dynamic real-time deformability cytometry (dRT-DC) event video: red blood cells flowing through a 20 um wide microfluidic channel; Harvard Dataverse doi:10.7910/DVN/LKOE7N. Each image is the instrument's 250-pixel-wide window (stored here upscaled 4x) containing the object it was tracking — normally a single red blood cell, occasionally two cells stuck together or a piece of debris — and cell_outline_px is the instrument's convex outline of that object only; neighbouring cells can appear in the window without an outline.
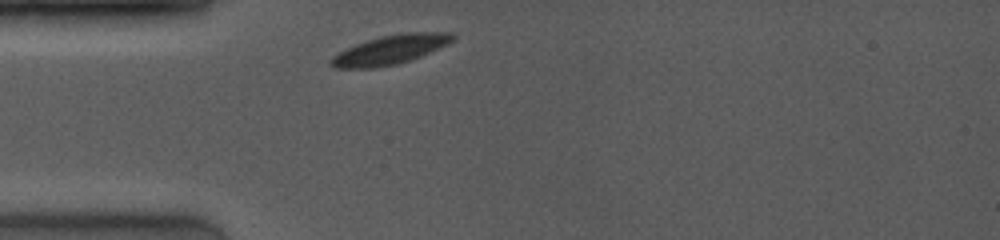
{"species": "common noctule bat (a hibernating species)", "species_latin": "Nyctalus noctula", "temperature_condition": "room temperature", "stored_images_in_passage": 25, "camera_frame_rate_fps": 4000, "um_per_image_px": 0.085, "animal": {"sex": "female", "body_mass_g": 19.0, "forearm_length_mm": 53.3}, "frame": {"image": 1, "passage_image": 1, "time_ms": 0.0, "image_size_px": [1000, 240], "cell_outline_px": [[456, 36], [448, 44], [412, 60], [396, 64], [372, 68], [336, 68], [328, 64], [328, 60], [332, 56], [356, 44], [380, 36], [404, 32], [456, 32]], "centroid_in_image_um": [33.2, 4.22], "position_along_channel_um": 51.8, "area_um2": 20.75}}
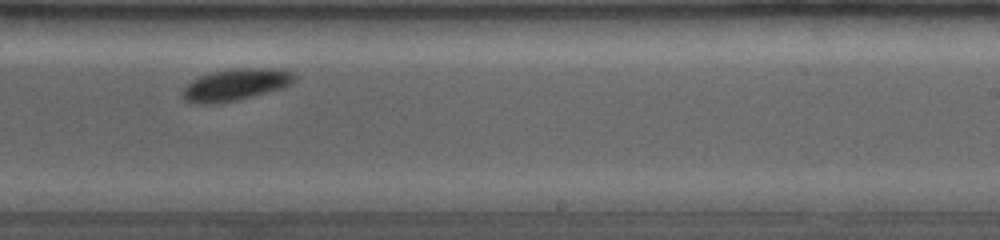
{"frame": {"image": 2, "passage_image": 15, "time_ms": 5.75, "image_size_px": [1000, 240], "cell_outline_px": [[296, 76], [292, 84], [284, 88], [220, 104], [192, 104], [184, 100], [184, 88], [192, 80], [200, 76], [212, 72], [232, 68], [280, 68], [296, 72]], "centroid_in_image_um": [20.08, 7.19], "position_along_channel_um": 268.9, "area_um2": 21.04}}
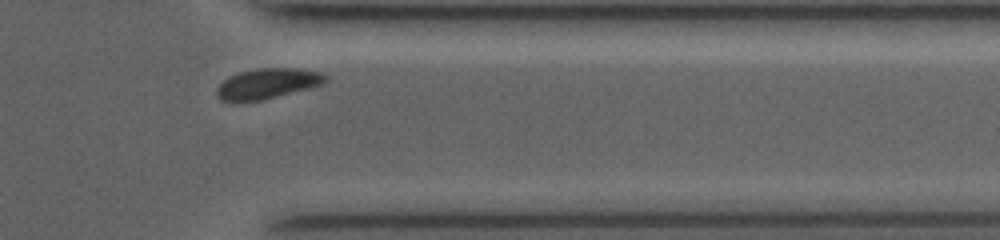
{"frame": {"image": 3, "passage_image": 23, "time_ms": 8.75, "image_size_px": [1000, 240], "cell_outline_px": [[328, 80], [324, 84], [264, 100], [220, 100], [216, 96], [216, 88], [224, 80], [240, 72], [260, 68], [296, 68], [320, 72], [328, 76]], "centroid_in_image_um": [22.79, 7.1], "position_along_channel_um": 388.6, "area_um2": 19.02}, "authors_computed_cell_mechanics": {"area_um2": 20.519, "velocity_mm_per_s": 3.9423, "shape_relaxation_time_tau1_ms": 1.1461, "shape_relaxation_time_tau2_ms": null, "deformation_change_tau1": 0.0521, "deformation_change_tau2": null}}